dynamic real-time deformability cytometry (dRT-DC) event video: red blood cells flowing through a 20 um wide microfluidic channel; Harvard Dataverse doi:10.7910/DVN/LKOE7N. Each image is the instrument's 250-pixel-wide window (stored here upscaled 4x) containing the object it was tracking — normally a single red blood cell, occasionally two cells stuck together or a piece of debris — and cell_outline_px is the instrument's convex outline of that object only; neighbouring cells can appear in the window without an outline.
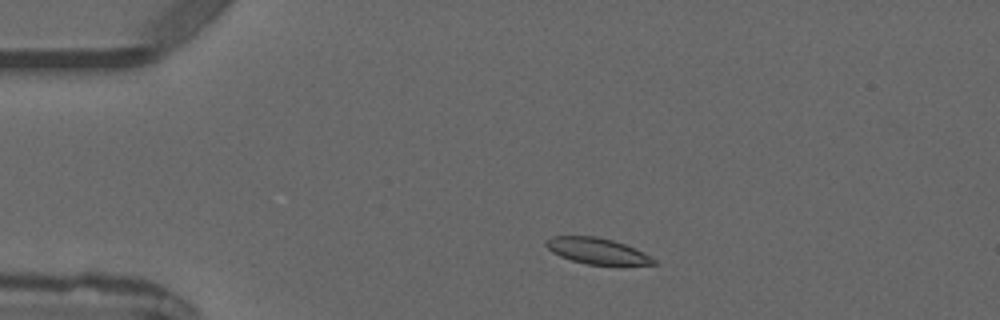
{"species": "common noctule bat (a hibernating species)", "species_latin": "Nyctalus noctula", "temperature_condition": "warm", "stored_images_in_passage": 4, "camera_frame_rate_fps": 3000, "um_per_image_px": 0.085, "animal": {"sex": "male", "forearm_length_mm": 52.5}, "frame": {"image": 1, "passage_image": 2, "time_ms": 1.333, "image_size_px": [1000, 320], "cell_outline_px": [[656, 264], [588, 264], [572, 260], [560, 256], [552, 252], [544, 244], [544, 240], [552, 236], [596, 236], [612, 240], [624, 244], [644, 252], [656, 260]], "centroid_in_image_um": [50.7, 21.31], "position_along_channel_um": 34.3, "area_um2": 16.07}}